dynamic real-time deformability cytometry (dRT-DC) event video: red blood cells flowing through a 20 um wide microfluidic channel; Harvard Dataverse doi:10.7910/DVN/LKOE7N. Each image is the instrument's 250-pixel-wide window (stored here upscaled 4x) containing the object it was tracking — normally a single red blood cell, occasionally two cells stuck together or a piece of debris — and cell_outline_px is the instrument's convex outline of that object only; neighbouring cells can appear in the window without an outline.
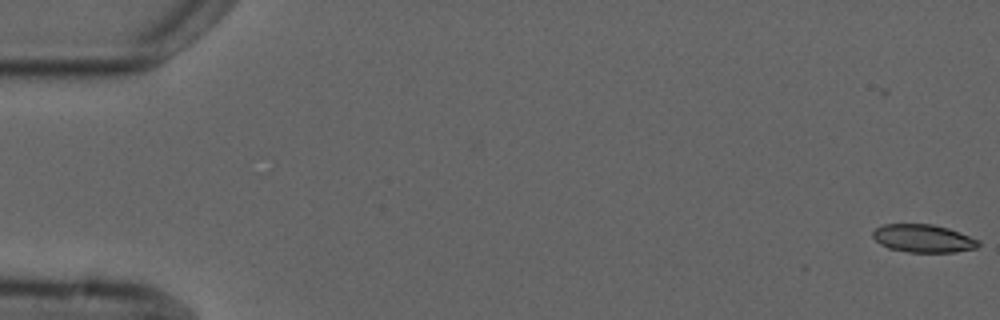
{"species": "common noctule bat (a hibernating species)", "species_latin": "Nyctalus noctula", "temperature_condition": "cold", "stored_images_in_passage": 6, "camera_frame_rate_fps": 3000, "um_per_image_px": 0.085, "animal": {"sex": "male", "forearm_length_mm": 52.5}, "frame": {"image": 1, "passage_image": 1, "time_ms": 0.0, "image_size_px": [1000, 320], "cell_outline_px": [[980, 244], [976, 248], [956, 252], [908, 252], [888, 248], [880, 244], [872, 236], [872, 232], [876, 228], [884, 224], [932, 224], [948, 228], [960, 232], [980, 240]], "centroid_in_image_um": [78.49, 20.26], "position_along_channel_um": 6.5, "area_um2": 17.28}}
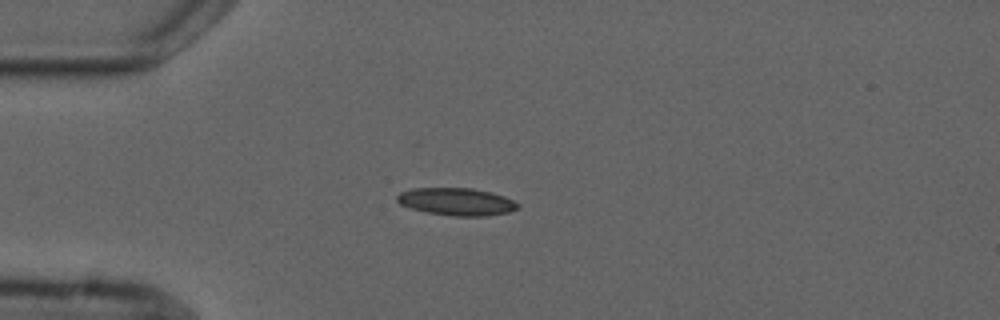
{"frame": {"image": 2, "passage_image": 5, "time_ms": 4.667, "image_size_px": [1000, 320], "cell_outline_px": [[520, 208], [508, 212], [488, 216], [452, 216], [428, 212], [412, 208], [400, 204], [396, 200], [396, 196], [400, 192], [412, 188], [472, 188], [492, 192], [504, 196], [520, 204]], "centroid_in_image_um": [38.83, 17.14], "position_along_channel_um": 46.2, "area_um2": 19.42}}
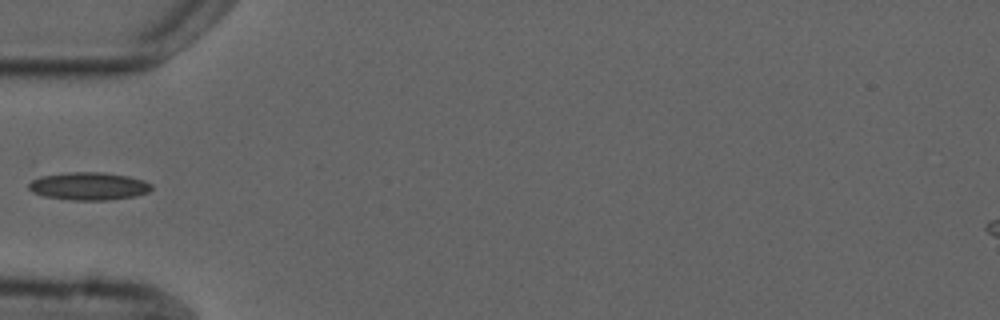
{"frame": {"image": 3, "passage_image": 6, "time_ms": 6.0, "image_size_px": [1000, 320], "cell_outline_px": [[152, 188], [148, 192], [136, 196], [108, 200], [72, 200], [44, 196], [32, 192], [28, 188], [28, 184], [32, 180], [40, 176], [64, 172], [104, 172], [128, 176], [144, 180], [152, 184]], "centroid_in_image_um": [7.54, 15.81], "position_along_channel_um": 77.5, "area_um2": 20.06}}